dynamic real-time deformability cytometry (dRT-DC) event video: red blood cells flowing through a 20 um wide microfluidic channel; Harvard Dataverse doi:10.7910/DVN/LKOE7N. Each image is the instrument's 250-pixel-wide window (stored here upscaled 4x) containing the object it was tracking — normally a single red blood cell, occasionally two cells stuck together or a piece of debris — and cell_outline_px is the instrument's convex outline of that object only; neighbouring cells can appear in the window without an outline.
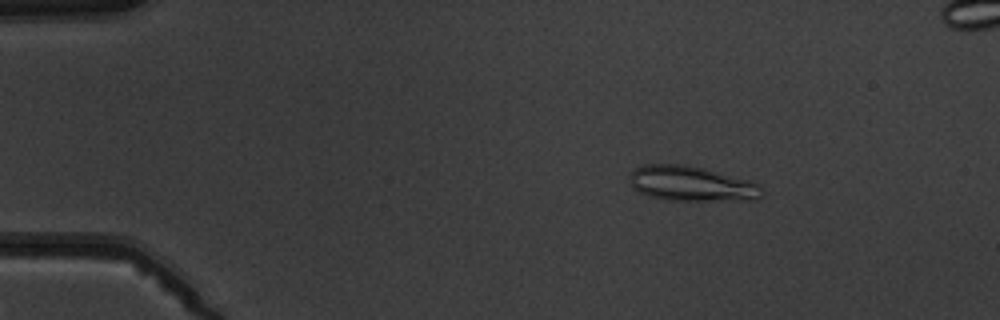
{"species": "common noctule bat (a hibernating species)", "species_latin": "Nyctalus noctula", "temperature_condition": "warm", "stored_images_in_passage": 5, "camera_frame_rate_fps": 3000, "um_per_image_px": 0.085, "animal": {"sex": "male", "body_mass_g": 19.5, "forearm_length_mm": 54.6}, "frame": {"image": 1, "passage_image": 2, "time_ms": 1.333, "image_size_px": [1000, 320], "cell_outline_px": [[764, 196], [756, 200], [668, 200], [648, 196], [632, 188], [632, 168], [644, 164], [684, 164], [704, 168], [752, 180], [760, 184]], "centroid_in_image_um": [58.84, 15.61], "position_along_channel_um": 26.2, "area_um2": 27.28}}